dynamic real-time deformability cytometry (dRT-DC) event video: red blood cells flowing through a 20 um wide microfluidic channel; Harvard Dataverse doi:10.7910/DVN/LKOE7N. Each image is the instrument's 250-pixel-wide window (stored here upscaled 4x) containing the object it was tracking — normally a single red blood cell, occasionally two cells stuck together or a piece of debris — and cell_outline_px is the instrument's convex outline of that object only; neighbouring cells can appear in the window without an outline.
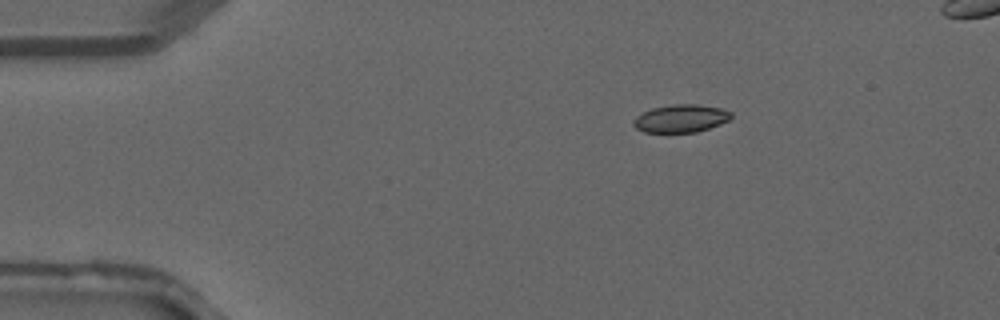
{"species": "common noctule bat (a hibernating species)", "species_latin": "Nyctalus noctula", "temperature_condition": "warm", "stored_images_in_passage": 40, "camera_frame_rate_fps": 3000, "um_per_image_px": 0.085, "animal": {"sex": "male", "forearm_length_mm": 52.5}, "frame": {"image": 1, "passage_image": 7, "time_ms": 2.0, "image_size_px": [1000, 320], "cell_outline_px": [[732, 116], [728, 120], [720, 124], [696, 132], [644, 132], [636, 128], [632, 124], [632, 120], [636, 116], [652, 108], [672, 104], [696, 104], [720, 108], [732, 112]], "centroid_in_image_um": [57.85, 10.06], "position_along_channel_um": 27.2, "area_um2": 15.78}}
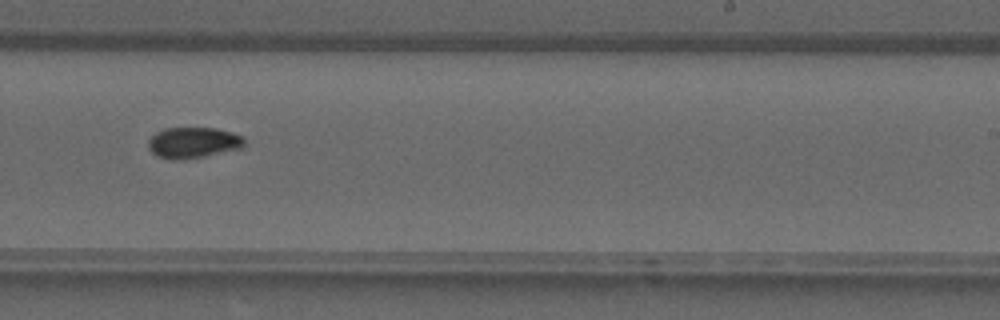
{"frame": {"image": 2, "passage_image": 25, "time_ms": 8.0, "image_size_px": [1000, 320], "cell_outline_px": [[244, 144], [240, 148], [204, 156], [176, 160], [156, 156], [148, 148], [148, 140], [156, 132], [164, 128], [216, 128], [232, 132], [244, 136]], "centroid_in_image_um": [16.4, 12.11], "position_along_channel_um": 272.6, "area_um2": 17.22}}
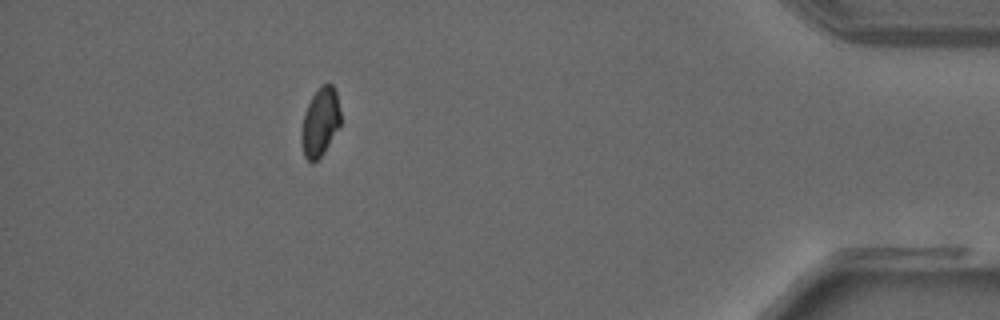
{"frame": {"image": 3, "passage_image": 36, "time_ms": 11.667, "image_size_px": [1000, 320], "cell_outline_px": [[340, 124], [324, 152], [316, 160], [308, 160], [304, 156], [300, 140], [300, 132], [304, 112], [316, 88], [320, 84], [332, 84], [336, 88], [340, 112]], "centroid_in_image_um": [27.19, 10.32], "position_along_channel_um": 408.0, "area_um2": 15.72}}